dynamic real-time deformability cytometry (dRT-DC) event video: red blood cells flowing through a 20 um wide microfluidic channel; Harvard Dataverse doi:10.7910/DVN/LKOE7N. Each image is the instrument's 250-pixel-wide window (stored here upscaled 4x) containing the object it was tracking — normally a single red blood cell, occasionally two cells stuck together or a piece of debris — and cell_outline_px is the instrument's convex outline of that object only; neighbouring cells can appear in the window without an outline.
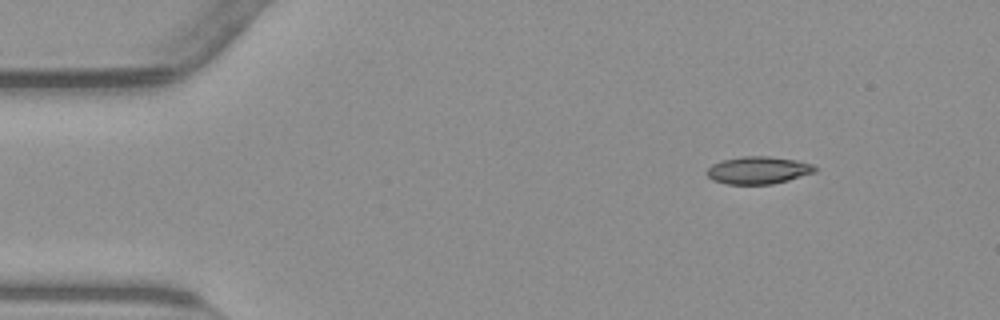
{"species": "common noctule bat (a hibernating species)", "species_latin": "Nyctalus noctula", "temperature_condition": "warm", "stored_images_in_passage": 48, "camera_frame_rate_fps": 3000, "um_per_image_px": 0.085, "animal": {"sex": "male", "body_mass_g": 23.1, "forearm_length_mm": 52.7}, "frame": {"image": 1, "passage_image": 1, "time_ms": 0.0, "image_size_px": [1000, 320], "cell_outline_px": [[820, 168], [816, 172], [788, 180], [772, 184], [724, 184], [712, 180], [704, 172], [712, 164], [720, 160], [744, 156], [768, 156], [796, 160], [812, 164]], "centroid_in_image_um": [64.44, 14.47], "position_along_channel_um": 20.6, "area_um2": 17.51}}
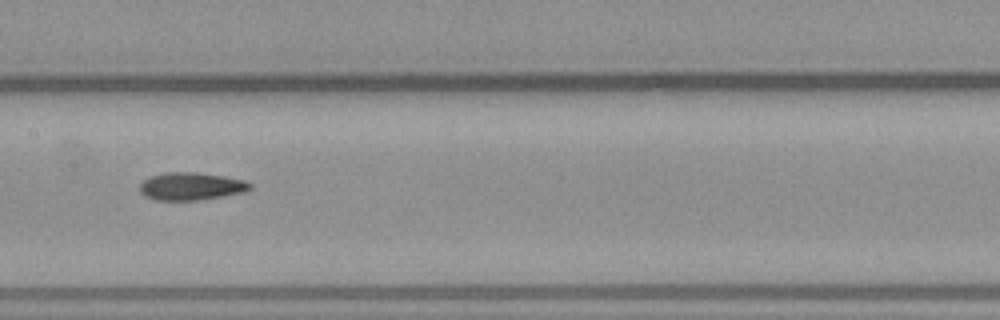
{"frame": {"image": 2, "passage_image": 21, "time_ms": 6.667, "image_size_px": [1000, 320], "cell_outline_px": [[252, 188], [244, 192], [196, 200], [156, 200], [144, 196], [140, 192], [140, 184], [144, 180], [152, 176], [164, 172], [196, 172], [224, 176], [244, 180], [252, 184]], "centroid_in_image_um": [16.23, 15.83], "position_along_channel_um": 191.2, "area_um2": 17.69}}
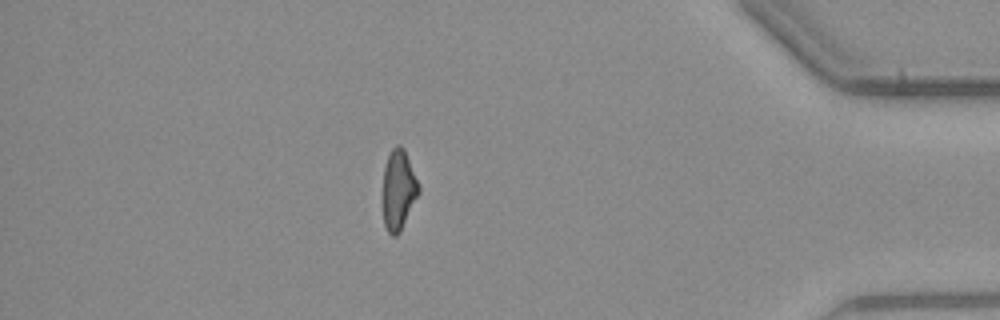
{"frame": {"image": 3, "passage_image": 41, "time_ms": 13.333, "image_size_px": [1000, 320], "cell_outline_px": [[420, 192], [400, 232], [396, 236], [392, 236], [388, 232], [384, 224], [380, 200], [384, 168], [388, 156], [392, 148], [396, 144], [400, 144], [404, 148], [420, 188]], "centroid_in_image_um": [33.82, 16.17], "position_along_channel_um": 401.4, "area_um2": 17.28}, "authors_computed_cell_mechanics": {"area_um2": 17.5423, "velocity_mm_per_s": 3.8266, "shape_relaxation_time_tau1_ms": 7.4719, "shape_relaxation_time_tau2_ms": 4.5304, "deformation_change_tau1": 0.1733, "deformation_change_tau2": 0.1326}}